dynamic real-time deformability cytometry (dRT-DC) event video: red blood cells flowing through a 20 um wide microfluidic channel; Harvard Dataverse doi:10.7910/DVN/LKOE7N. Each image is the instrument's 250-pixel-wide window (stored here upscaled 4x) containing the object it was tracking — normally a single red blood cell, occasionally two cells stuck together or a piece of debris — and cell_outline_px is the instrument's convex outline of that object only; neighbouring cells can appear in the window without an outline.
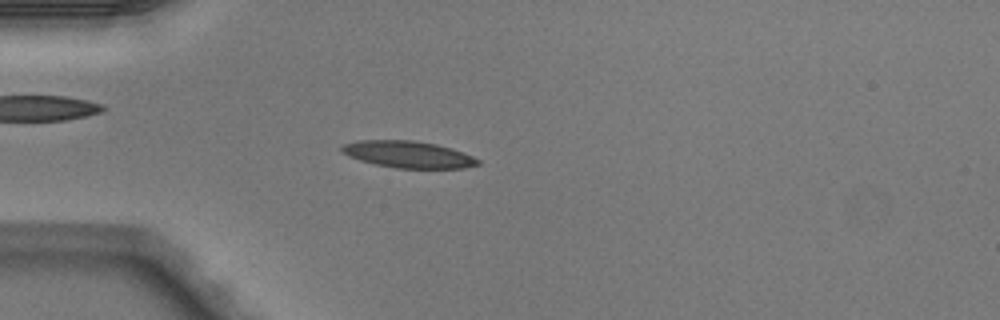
{"species": "Egyptian fruit bat (a non-hibernating species)", "species_latin": "Rousettus aegyptiacus", "temperature_condition": "warm", "stored_images_in_passage": 49, "camera_frame_rate_fps": 3000, "um_per_image_px": 0.085, "animal": {"sex": "male"}, "frame": {"image": 1, "passage_image": 14, "time_ms": 4.333, "image_size_px": [1000, 320], "cell_outline_px": [[480, 164], [464, 168], [396, 168], [376, 164], [360, 160], [348, 156], [340, 152], [340, 148], [344, 144], [360, 140], [412, 140], [436, 144], [452, 148], [464, 152], [480, 160]], "centroid_in_image_um": [34.7, 13.12], "position_along_channel_um": 50.3, "area_um2": 21.27}}
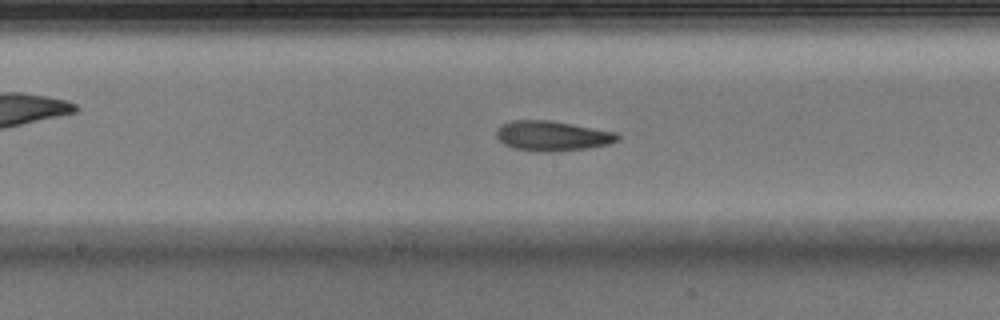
{"frame": {"image": 2, "passage_image": 26, "time_ms": 8.333, "image_size_px": [1000, 320], "cell_outline_px": [[620, 140], [608, 144], [588, 148], [548, 152], [540, 152], [512, 148], [504, 144], [496, 136], [496, 128], [500, 124], [512, 120], [548, 120], [616, 132], [620, 136]], "centroid_in_image_um": [46.91, 11.55], "position_along_channel_um": 201.3, "area_um2": 21.21}}
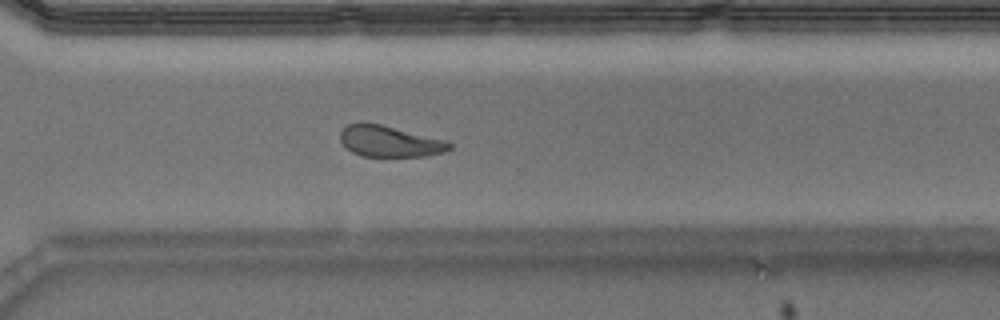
{"frame": {"image": 3, "passage_image": 36, "time_ms": 11.667, "image_size_px": [1000, 320], "cell_outline_px": [[452, 148], [444, 152], [424, 156], [360, 156], [352, 152], [340, 140], [340, 132], [348, 124], [380, 124], [448, 140], [452, 144]], "centroid_in_image_um": [33.17, 12.03], "position_along_channel_um": 337.4, "area_um2": 19.59}, "authors_computed_cell_mechanics": {"area_um2": 20.9814, "velocity_mm_per_s": 4.0943, "shape_relaxation_time_tau1_ms": 5.9207, "shape_relaxation_time_tau2_ms": 3.0059, "deformation_change_tau1": 0.2007, "deformation_change_tau2": 0.118}}